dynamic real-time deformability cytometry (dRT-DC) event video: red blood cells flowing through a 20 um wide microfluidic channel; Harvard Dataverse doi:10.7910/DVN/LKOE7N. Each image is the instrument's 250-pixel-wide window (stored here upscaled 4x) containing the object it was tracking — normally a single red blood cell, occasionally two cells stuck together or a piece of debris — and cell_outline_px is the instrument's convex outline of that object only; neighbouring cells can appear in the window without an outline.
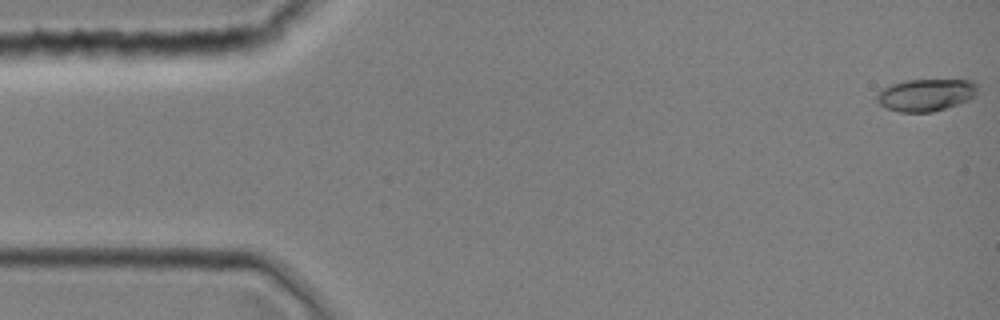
{"species": "common noctule bat (a hibernating species)", "species_latin": "Nyctalus noctula", "temperature_condition": "room temperature", "stored_images_in_passage": 5, "camera_frame_rate_fps": 3000, "um_per_image_px": 0.085, "animal": {"sex": "female", "body_mass_g": 19.0, "forearm_length_mm": 51.5}, "frame": {"image": 1, "passage_image": 1, "time_ms": 0.0, "image_size_px": [1000, 320], "cell_outline_px": [[976, 96], [968, 100], [932, 112], [900, 112], [884, 108], [876, 100], [876, 92], [880, 88], [904, 80], [972, 80], [976, 84]], "centroid_in_image_um": [78.64, 8.06], "position_along_channel_um": 6.4, "area_um2": 19.02}}